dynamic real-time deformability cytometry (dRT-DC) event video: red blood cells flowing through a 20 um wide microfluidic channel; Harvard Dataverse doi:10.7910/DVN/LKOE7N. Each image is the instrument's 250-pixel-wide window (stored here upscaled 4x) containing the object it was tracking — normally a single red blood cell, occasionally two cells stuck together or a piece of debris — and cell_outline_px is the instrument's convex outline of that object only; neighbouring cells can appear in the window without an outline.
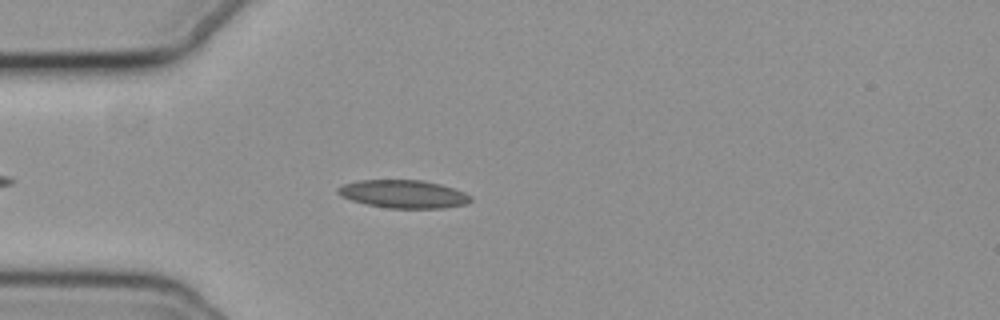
{"species": "common noctule bat (a hibernating species)", "species_latin": "Nyctalus noctula", "temperature_condition": "cold", "stored_images_in_passage": 32, "camera_frame_rate_fps": 3000, "um_per_image_px": 0.085, "animal": {"sex": "female", "body_mass_g": 19.3, "forearm_length_mm": 54.1}, "frame": {"image": 1, "passage_image": 5, "time_ms": 1.333, "image_size_px": [1000, 320], "cell_outline_px": [[472, 200], [468, 204], [444, 208], [388, 208], [364, 204], [340, 196], [336, 192], [336, 188], [344, 184], [360, 180], [424, 180], [440, 184], [464, 192], [472, 196]], "centroid_in_image_um": [34.3, 16.5], "position_along_channel_um": 50.7, "area_um2": 21.85}}
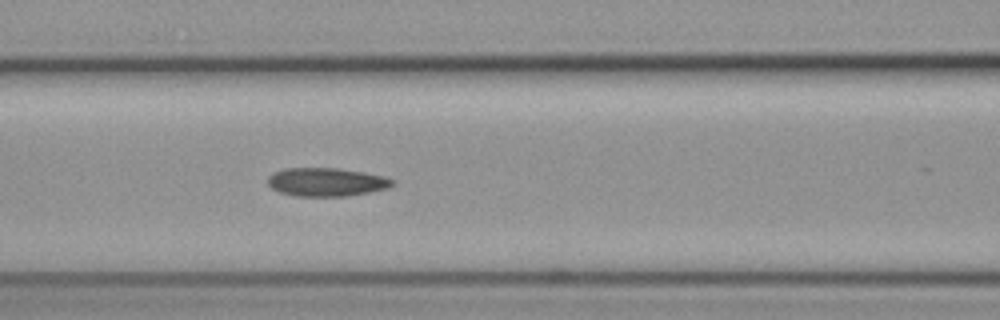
{"frame": {"image": 2, "passage_image": 13, "time_ms": 4.0, "image_size_px": [1000, 320], "cell_outline_px": [[396, 184], [388, 188], [348, 196], [296, 196], [280, 192], [272, 188], [268, 184], [268, 176], [272, 172], [284, 168], [336, 168], [364, 172], [384, 176], [392, 180]], "centroid_in_image_um": [27.73, 15.47], "position_along_channel_um": 138.9, "area_um2": 20.69}}
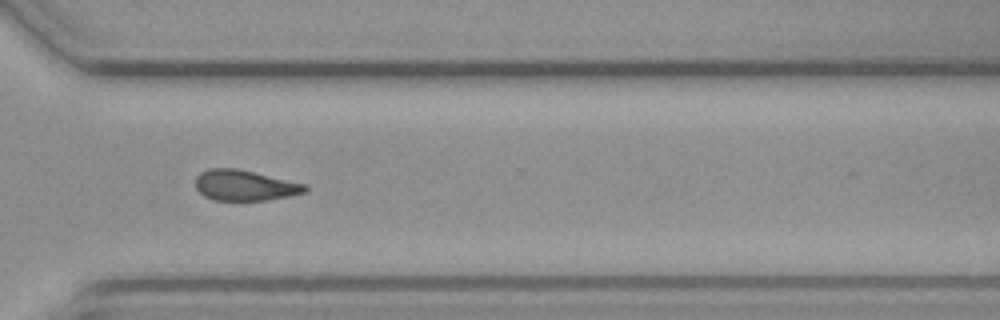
{"frame": {"image": 3, "passage_image": 30, "time_ms": 9.667, "image_size_px": [1000, 320], "cell_outline_px": [[308, 188], [304, 192], [292, 196], [268, 200], [212, 200], [204, 196], [196, 188], [196, 176], [200, 172], [208, 168], [236, 168], [308, 184]], "centroid_in_image_um": [20.82, 15.75], "position_along_channel_um": 349.8, "area_um2": 19.71}}